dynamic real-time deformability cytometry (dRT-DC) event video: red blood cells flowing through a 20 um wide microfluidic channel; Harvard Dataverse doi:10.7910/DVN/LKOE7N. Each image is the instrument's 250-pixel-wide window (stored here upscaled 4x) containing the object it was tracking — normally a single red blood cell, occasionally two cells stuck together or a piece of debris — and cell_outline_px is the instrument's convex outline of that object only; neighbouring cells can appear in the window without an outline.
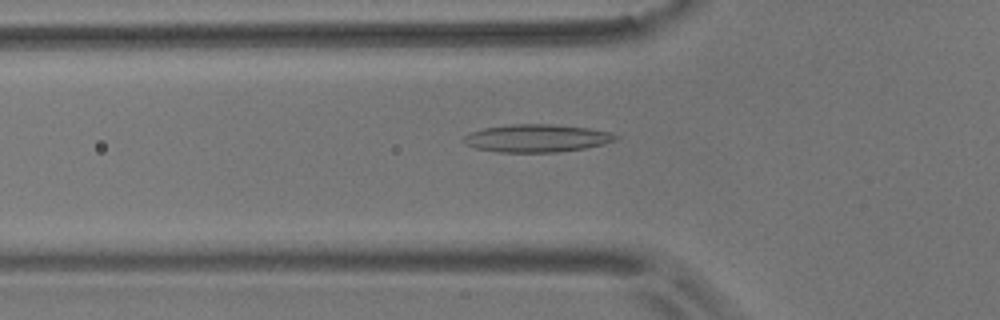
{"species": "common noctule bat (a hibernating species)", "species_latin": "Nyctalus noctula", "temperature_condition": "room temperature", "stored_images_in_passage": 55, "camera_frame_rate_fps": 3000, "um_per_image_px": 0.085, "animal": {"sex": "male", "body_mass_g": 17.9}, "frame": {"image": 1, "passage_image": 18, "time_ms": 5.667, "image_size_px": [1000, 320], "cell_outline_px": [[620, 136], [616, 140], [604, 144], [584, 148], [560, 152], [500, 152], [476, 148], [464, 144], [460, 140], [468, 132], [484, 128], [512, 124], [548, 124], [588, 128], [612, 132]], "centroid_in_image_um": [45.61, 11.75], "position_along_channel_um": 80.2, "area_um2": 24.74}}
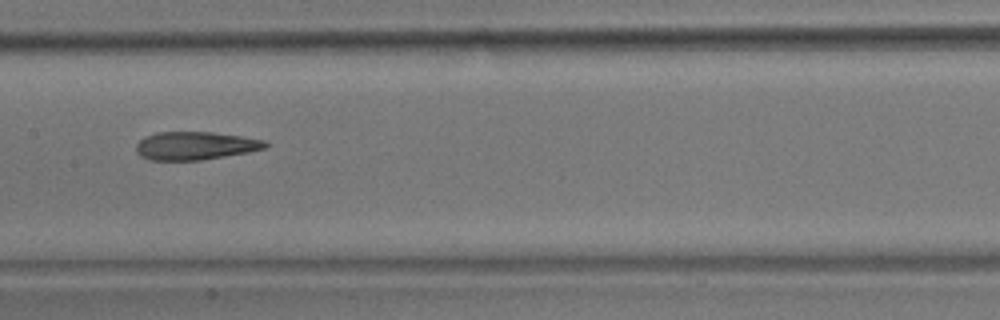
{"frame": {"image": 2, "passage_image": 27, "time_ms": 8.667, "image_size_px": [1000, 320], "cell_outline_px": [[268, 148], [248, 152], [200, 160], [148, 160], [140, 156], [136, 152], [136, 144], [144, 136], [156, 132], [212, 132], [240, 136], [264, 140], [268, 144]], "centroid_in_image_um": [16.57, 12.38], "position_along_channel_um": 190.8, "area_um2": 21.21}}
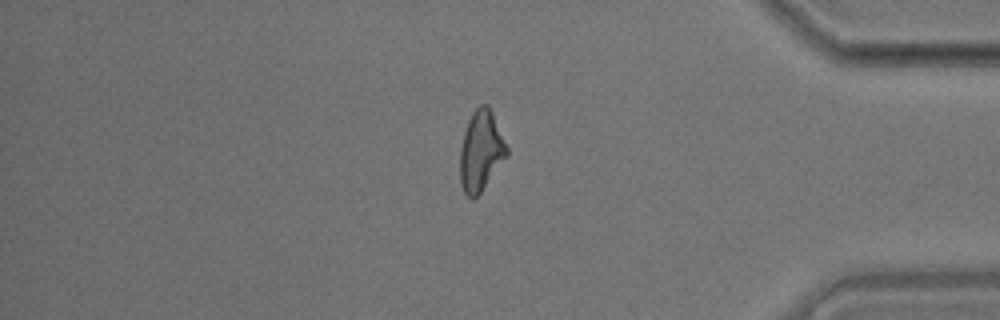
{"frame": {"image": 3, "passage_image": 46, "time_ms": 15.0, "image_size_px": [1000, 320], "cell_outline_px": [[508, 156], [480, 192], [472, 200], [464, 192], [460, 184], [460, 148], [464, 132], [468, 120], [472, 112], [480, 104], [488, 104], [492, 112], [508, 148]], "centroid_in_image_um": [40.87, 12.82], "position_along_channel_um": 394.3, "area_um2": 21.85}, "authors_computed_cell_mechanics": {"area_um2": 21.964, "velocity_mm_per_s": 3.6478, "shape_relaxation_time_tau1_ms": 10.6117, "shape_relaxation_time_tau2_ms": 2.1762, "deformation_change_tau1": 0.2718, "deformation_change_tau2": 0.1234}}